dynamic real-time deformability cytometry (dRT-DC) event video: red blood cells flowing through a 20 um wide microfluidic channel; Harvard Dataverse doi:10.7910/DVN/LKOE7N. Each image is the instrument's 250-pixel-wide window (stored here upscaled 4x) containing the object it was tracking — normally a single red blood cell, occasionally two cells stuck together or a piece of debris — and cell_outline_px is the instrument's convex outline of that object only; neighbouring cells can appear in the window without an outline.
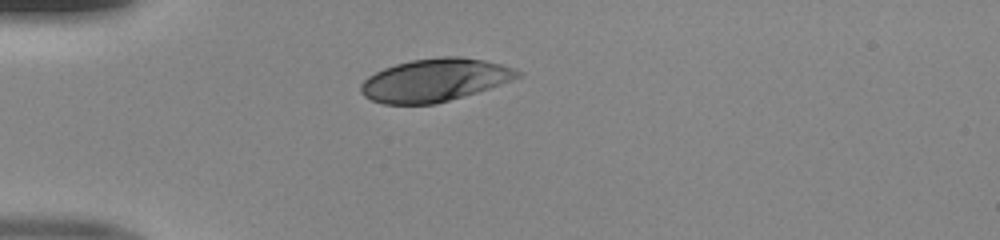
{"species": "human", "species_latin": "Homo sapiens", "temperature_condition": "room temperature", "stored_images_in_passage": 30, "camera_frame_rate_fps": 3000, "um_per_image_px": 0.085, "donor": {"sex": "male"}, "frame": {"image": 1, "passage_image": 1, "time_ms": 0.0, "image_size_px": [1000, 240], "cell_outline_px": [[524, 72], [520, 76], [512, 80], [464, 96], [436, 104], [384, 104], [372, 100], [364, 96], [360, 92], [360, 84], [368, 76], [384, 68], [396, 64], [412, 60], [440, 56], [460, 56], [484, 60], [500, 64]], "centroid_in_image_um": [36.94, 6.8], "position_along_channel_um": 48.1, "area_um2": 39.02}}
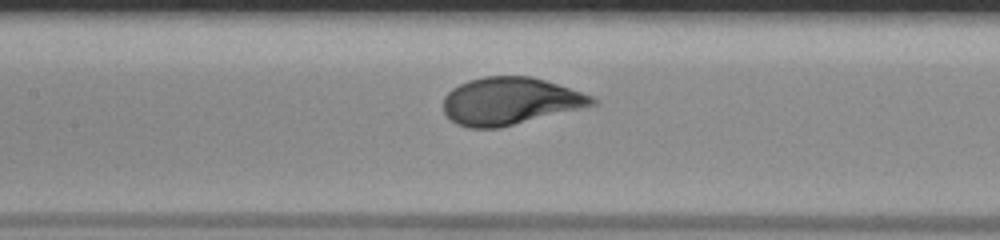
{"frame": {"image": 2, "passage_image": 11, "time_ms": 3.333, "image_size_px": [1000, 240], "cell_outline_px": [[596, 104], [500, 128], [468, 128], [456, 124], [444, 112], [444, 96], [452, 88], [468, 80], [484, 76], [532, 76], [592, 96], [596, 100]], "centroid_in_image_um": [43.3, 8.59], "position_along_channel_um": 164.1, "area_um2": 40.69}}
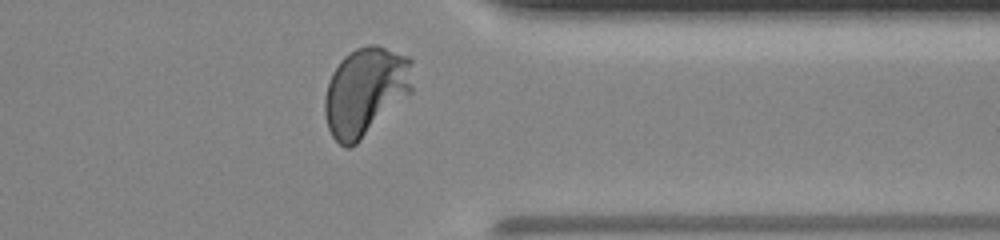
{"frame": {"image": 3, "passage_image": 27, "time_ms": 8.667, "image_size_px": [1000, 240], "cell_outline_px": [[412, 92], [352, 148], [344, 148], [332, 136], [328, 128], [324, 112], [324, 96], [332, 72], [340, 60], [344, 56], [356, 48], [368, 44], [376, 44], [408, 56], [412, 60]], "centroid_in_image_um": [31.05, 7.77], "position_along_channel_um": 380.3, "area_um2": 45.55}}